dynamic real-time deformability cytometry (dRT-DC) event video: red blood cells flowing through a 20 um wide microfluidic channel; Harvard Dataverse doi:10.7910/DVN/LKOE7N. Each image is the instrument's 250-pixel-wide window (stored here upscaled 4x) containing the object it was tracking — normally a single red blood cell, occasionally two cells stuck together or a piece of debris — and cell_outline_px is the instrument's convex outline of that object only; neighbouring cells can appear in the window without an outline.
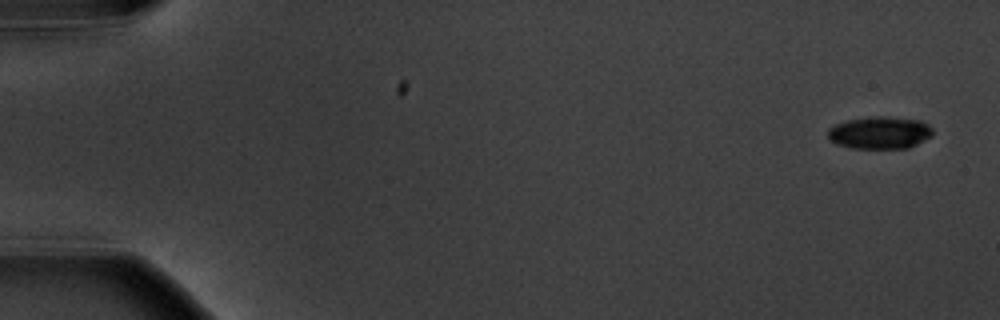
{"species": "common noctule bat (a hibernating species)", "species_latin": "Nyctalus noctula", "temperature_condition": "warm", "stored_images_in_passage": 6, "camera_frame_rate_fps": 3000, "um_per_image_px": 0.085, "animal": {"sex": "male", "body_mass_g": 20.1, "forearm_length_mm": 53.5}, "frame": {"image": 1, "passage_image": 1, "time_ms": 0.0, "image_size_px": [1000, 320], "cell_outline_px": [[932, 136], [908, 148], [852, 148], [836, 144], [828, 140], [828, 128], [836, 124], [848, 120], [876, 116], [880, 116], [920, 120], [928, 124], [932, 128]], "centroid_in_image_um": [74.76, 11.28], "position_along_channel_um": 10.2, "area_um2": 19.71}}